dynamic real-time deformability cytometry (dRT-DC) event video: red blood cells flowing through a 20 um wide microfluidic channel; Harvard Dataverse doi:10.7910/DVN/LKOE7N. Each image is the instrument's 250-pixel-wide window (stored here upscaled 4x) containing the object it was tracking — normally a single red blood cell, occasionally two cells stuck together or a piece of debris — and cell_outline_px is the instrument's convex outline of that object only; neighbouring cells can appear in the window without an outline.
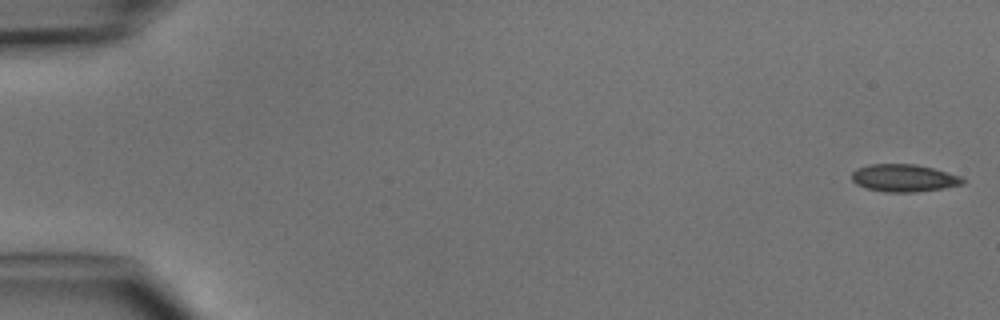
{"species": "common noctule bat (a hibernating species)", "species_latin": "Nyctalus noctula", "temperature_condition": "cold", "stored_images_in_passage": 6, "segment_of_instrument_passage": [1, 2], "camera_frame_rate_fps": 3000, "um_per_image_px": 0.085, "animal": {"sex": "male", "body_mass_g": 15.6}, "frame": {"image": 1, "passage_image": 1, "time_ms": 0.0, "image_size_px": [1000, 320], "cell_outline_px": [[968, 180], [964, 184], [944, 188], [916, 192], [884, 192], [864, 188], [856, 184], [852, 180], [852, 172], [856, 168], [868, 164], [916, 164], [932, 168], [960, 176]], "centroid_in_image_um": [76.82, 15.14], "position_along_channel_um": 8.2, "area_um2": 17.98}}
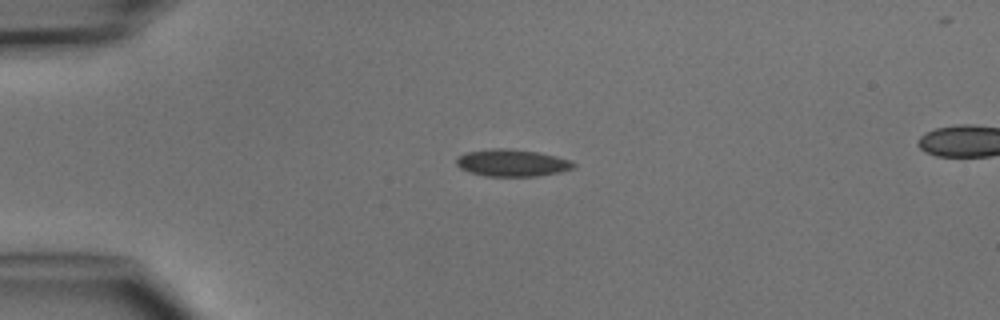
{"frame": {"image": 2, "passage_image": 4, "time_ms": 3.667, "image_size_px": [1000, 320], "cell_outline_px": [[576, 168], [560, 172], [536, 176], [484, 176], [468, 172], [460, 168], [456, 164], [456, 160], [464, 152], [492, 148], [512, 148], [540, 152], [572, 160], [576, 164]], "centroid_in_image_um": [43.55, 13.83], "position_along_channel_um": 41.5, "area_um2": 18.84}}